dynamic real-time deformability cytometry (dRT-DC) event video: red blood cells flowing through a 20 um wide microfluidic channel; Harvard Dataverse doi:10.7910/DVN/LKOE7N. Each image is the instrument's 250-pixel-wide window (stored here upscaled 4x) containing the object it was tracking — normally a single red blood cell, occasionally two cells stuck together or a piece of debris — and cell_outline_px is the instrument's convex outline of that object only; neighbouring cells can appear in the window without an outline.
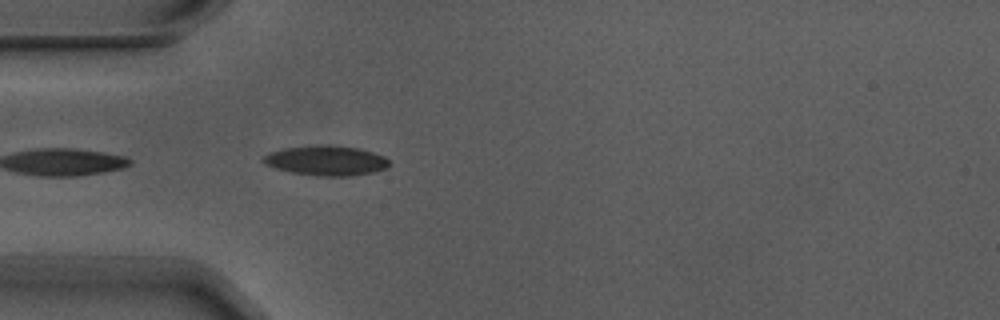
{"species": "Egyptian fruit bat (a non-hibernating species)", "species_latin": "Rousettus aegyptiacus", "temperature_condition": "warm", "stored_images_in_passage": 4, "camera_frame_rate_fps": 3000, "um_per_image_px": 0.085, "animal": {"sex": "male"}, "frame": {"image": 1, "passage_image": 4, "time_ms": 1.0, "image_size_px": [1000, 320], "cell_outline_px": [[392, 164], [388, 168], [372, 172], [352, 176], [316, 176], [292, 172], [276, 168], [264, 164], [260, 160], [268, 152], [284, 148], [324, 144], [328, 144], [360, 148], [384, 156]], "centroid_in_image_um": [27.73, 13.64], "position_along_channel_um": 57.3, "area_um2": 22.2}}